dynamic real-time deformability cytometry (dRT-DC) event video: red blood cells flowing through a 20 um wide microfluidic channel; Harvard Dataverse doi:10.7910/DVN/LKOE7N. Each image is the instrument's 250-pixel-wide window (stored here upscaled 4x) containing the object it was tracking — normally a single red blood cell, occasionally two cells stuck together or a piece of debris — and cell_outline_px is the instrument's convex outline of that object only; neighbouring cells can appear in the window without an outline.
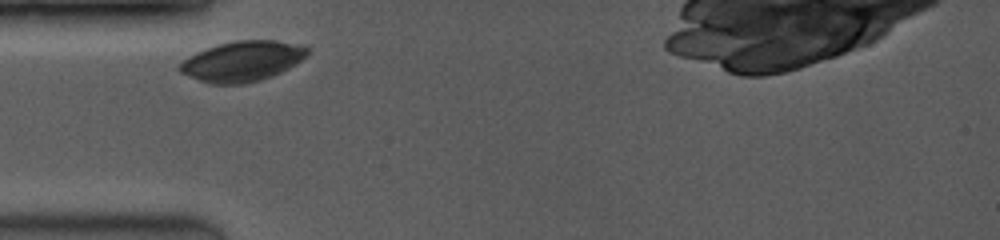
{"species": "common noctule bat (a hibernating species)", "species_latin": "Nyctalus noctula", "temperature_condition": "room temperature", "stored_images_in_passage": 4, "camera_frame_rate_fps": 3500, "um_per_image_px": 0.085, "animal": {"sex": "female", "body_mass_g": 19.0, "forearm_length_mm": 53.3}, "frame": {"image": 1, "passage_image": 1, "time_ms": 0.0, "image_size_px": [1000, 240], "cell_outline_px": [[308, 52], [296, 64], [272, 76], [260, 80], [244, 84], [208, 84], [180, 72], [176, 68], [188, 56], [196, 52], [220, 44], [236, 40], [276, 40], [308, 48]], "centroid_in_image_um": [20.54, 5.22], "position_along_channel_um": 64.5, "area_um2": 29.65}}
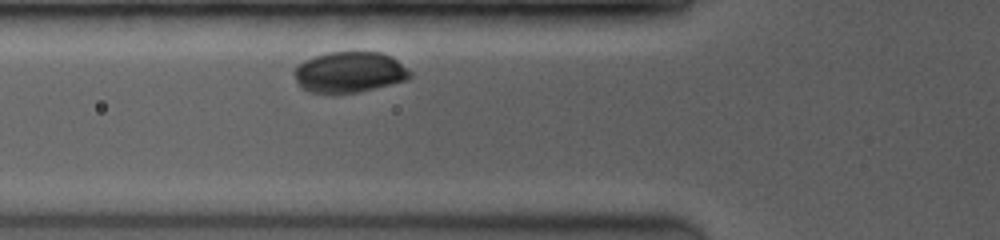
{"frame": {"image": 2, "passage_image": 2, "time_ms": 0.857, "image_size_px": [1000, 240], "cell_outline_px": [[412, 76], [408, 80], [360, 92], [308, 92], [296, 80], [292, 72], [296, 64], [304, 60], [328, 52], [380, 52], [392, 56], [412, 72]], "centroid_in_image_um": [29.72, 6.12], "position_along_channel_um": 96.1, "area_um2": 27.57}}
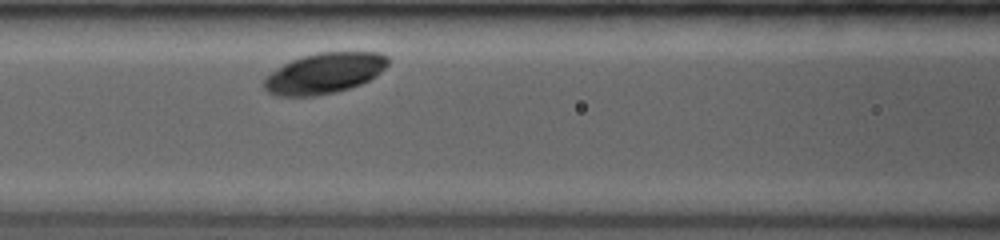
{"frame": {"image": 3, "passage_image": 4, "time_ms": 2.0, "image_size_px": [1000, 240], "cell_outline_px": [[388, 64], [376, 76], [360, 84], [336, 92], [316, 96], [276, 96], [268, 92], [264, 88], [264, 76], [284, 64], [300, 56], [316, 52], [380, 52], [388, 56]], "centroid_in_image_um": [27.55, 6.22], "position_along_channel_um": 139.0, "area_um2": 29.48}}